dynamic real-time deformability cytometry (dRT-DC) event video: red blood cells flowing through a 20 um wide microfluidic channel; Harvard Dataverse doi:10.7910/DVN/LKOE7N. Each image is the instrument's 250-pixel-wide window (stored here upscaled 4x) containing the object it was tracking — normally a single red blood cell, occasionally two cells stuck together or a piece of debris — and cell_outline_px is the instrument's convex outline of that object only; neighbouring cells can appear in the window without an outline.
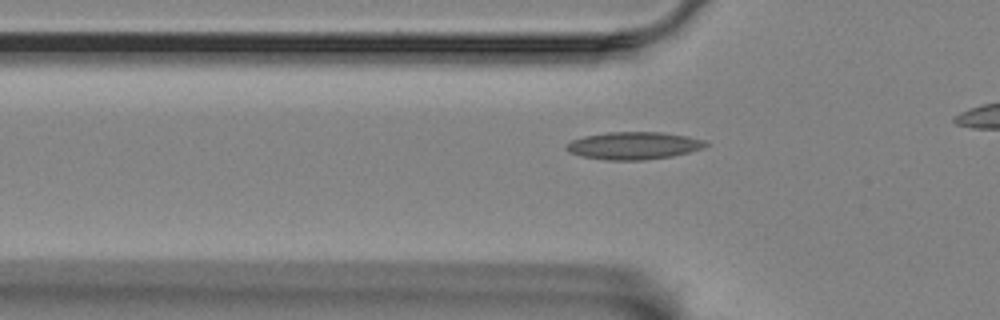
{"species": "Egyptian fruit bat (a non-hibernating species)", "species_latin": "Rousettus aegyptiacus", "temperature_condition": "room temperature", "stored_images_in_passage": 39, "camera_frame_rate_fps": 3000, "um_per_image_px": 0.085, "animal": {"sex": "female"}, "frame": {"image": 1, "passage_image": 10, "time_ms": 3.0, "image_size_px": [1000, 320], "cell_outline_px": [[708, 144], [704, 148], [672, 156], [644, 160], [604, 160], [580, 156], [568, 152], [564, 148], [564, 144], [572, 140], [584, 136], [608, 132], [664, 132], [688, 136], [704, 140]], "centroid_in_image_um": [53.82, 12.38], "position_along_channel_um": 72.0, "area_um2": 22.54}}
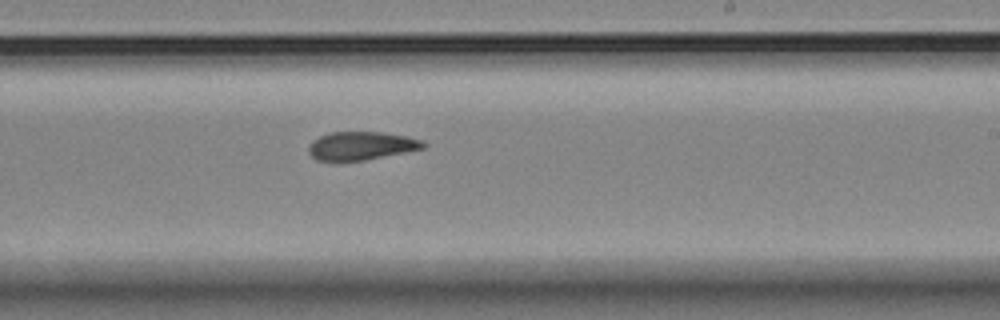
{"frame": {"image": 2, "passage_image": 26, "time_ms": 8.333, "image_size_px": [1000, 320], "cell_outline_px": [[428, 144], [424, 148], [364, 160], [336, 164], [316, 160], [308, 152], [308, 148], [312, 140], [320, 136], [332, 132], [380, 132], [404, 136], [424, 140]], "centroid_in_image_um": [30.64, 12.43], "position_along_channel_um": 258.4, "area_um2": 19.36}}
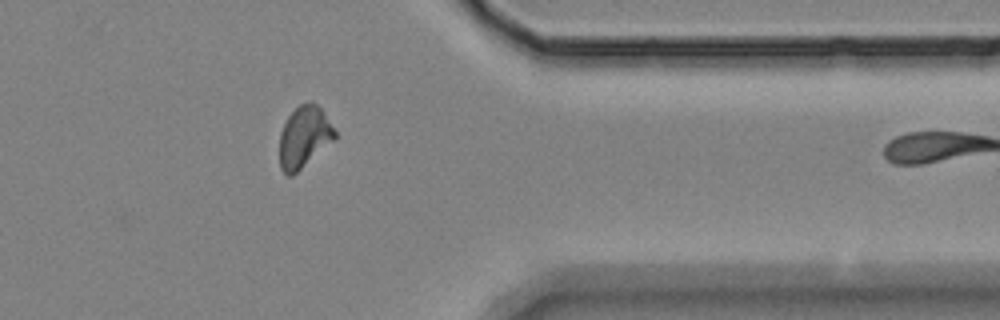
{"frame": {"image": 3, "passage_image": 38, "time_ms": 12.333, "image_size_px": [1000, 320], "cell_outline_px": [[336, 136], [332, 140], [292, 176], [288, 176], [280, 168], [280, 132], [288, 116], [300, 104], [312, 100], [324, 112], [336, 132]], "centroid_in_image_um": [25.83, 11.61], "position_along_channel_um": 385.6, "area_um2": 19.36}}